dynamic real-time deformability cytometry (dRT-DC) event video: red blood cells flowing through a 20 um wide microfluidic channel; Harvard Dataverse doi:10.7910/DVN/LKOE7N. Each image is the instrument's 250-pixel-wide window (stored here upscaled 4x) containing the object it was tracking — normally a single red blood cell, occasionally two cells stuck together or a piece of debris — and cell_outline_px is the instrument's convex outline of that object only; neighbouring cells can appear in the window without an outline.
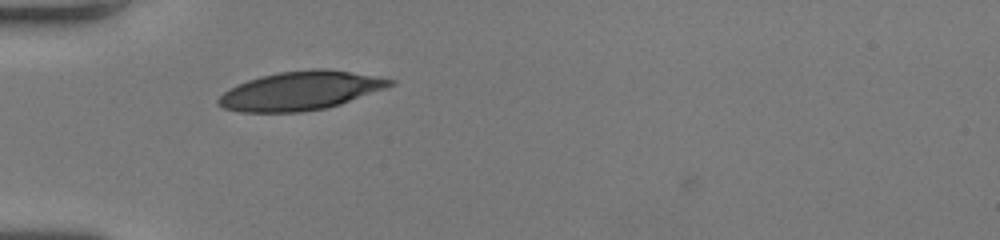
{"species": "human", "species_latin": "Homo sapiens", "temperature_condition": "room temperature", "stored_images_in_passage": 32, "camera_frame_rate_fps": 3000, "um_per_image_px": 0.085, "donor": {"sex": "female"}, "frame": {"image": 1, "passage_image": 1, "time_ms": 0.0, "image_size_px": [1000, 240], "cell_outline_px": [[396, 84], [340, 104], [324, 108], [300, 112], [240, 112], [224, 108], [216, 104], [216, 100], [224, 92], [236, 84], [260, 76], [280, 72], [312, 68], [324, 68], [396, 80]], "centroid_in_image_um": [25.49, 7.71], "position_along_channel_um": 59.5, "area_um2": 38.44}}
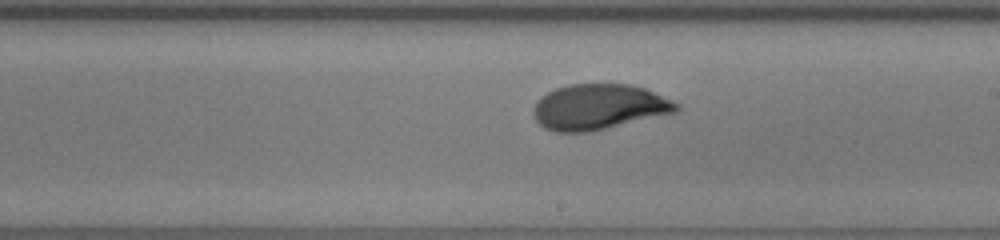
{"frame": {"image": 2, "passage_image": 15, "time_ms": 4.667, "image_size_px": [1000, 240], "cell_outline_px": [[680, 108], [676, 112], [592, 132], [552, 132], [544, 128], [536, 120], [532, 112], [536, 100], [540, 96], [556, 88], [568, 84], [628, 84], [644, 88], [680, 104]], "centroid_in_image_um": [50.87, 9.1], "position_along_channel_um": 238.1, "area_um2": 38.09}}
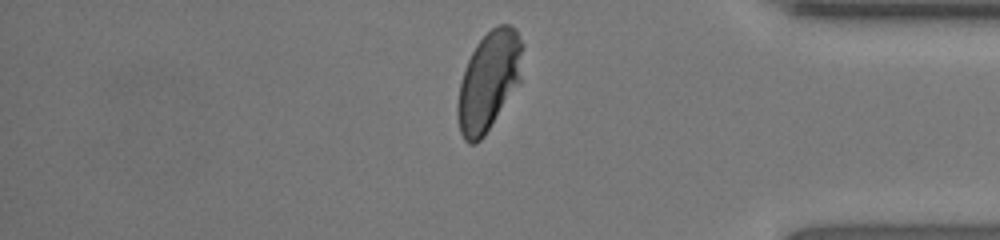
{"frame": {"image": 3, "passage_image": 28, "time_ms": 9.0, "image_size_px": [1000, 240], "cell_outline_px": [[524, 44], [520, 80], [484, 136], [480, 140], [472, 144], [468, 144], [464, 140], [460, 132], [456, 116], [456, 104], [460, 84], [464, 68], [476, 44], [496, 24], [508, 24], [516, 28]], "centroid_in_image_um": [41.53, 6.86], "position_along_channel_um": 393.7, "area_um2": 37.51}, "authors_computed_cell_mechanics": {"area_um2": 37.8879, "velocity_mm_per_s": 4.0248, "shape_relaxation_time_tau1_ms": 4.3928, "shape_relaxation_time_tau2_ms": null, "deformation_change_tau1": 0.1753, "deformation_change_tau2": null}}